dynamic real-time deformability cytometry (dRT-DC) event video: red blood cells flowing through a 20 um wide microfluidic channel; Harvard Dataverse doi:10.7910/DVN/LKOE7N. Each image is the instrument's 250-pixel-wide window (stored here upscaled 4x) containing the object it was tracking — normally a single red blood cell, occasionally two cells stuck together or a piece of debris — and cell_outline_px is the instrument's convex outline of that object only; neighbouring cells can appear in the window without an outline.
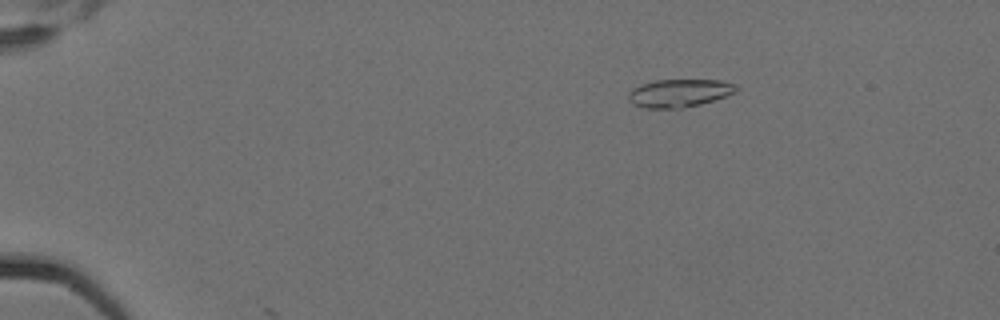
{"species": "Egyptian fruit bat (a non-hibernating species)", "species_latin": "Rousettus aegyptiacus", "temperature_condition": "cold", "stored_images_in_passage": 6, "camera_frame_rate_fps": 3000, "um_per_image_px": 0.085, "animal": {"sex": "female"}, "frame": {"image": 1, "passage_image": 6, "time_ms": 1.667, "image_size_px": [1000, 320], "cell_outline_px": [[736, 92], [700, 104], [680, 108], [644, 108], [632, 104], [628, 100], [628, 92], [632, 88], [640, 84], [656, 80], [720, 80], [736, 84]], "centroid_in_image_um": [57.67, 7.91], "position_along_channel_um": 27.3, "area_um2": 17.51}}